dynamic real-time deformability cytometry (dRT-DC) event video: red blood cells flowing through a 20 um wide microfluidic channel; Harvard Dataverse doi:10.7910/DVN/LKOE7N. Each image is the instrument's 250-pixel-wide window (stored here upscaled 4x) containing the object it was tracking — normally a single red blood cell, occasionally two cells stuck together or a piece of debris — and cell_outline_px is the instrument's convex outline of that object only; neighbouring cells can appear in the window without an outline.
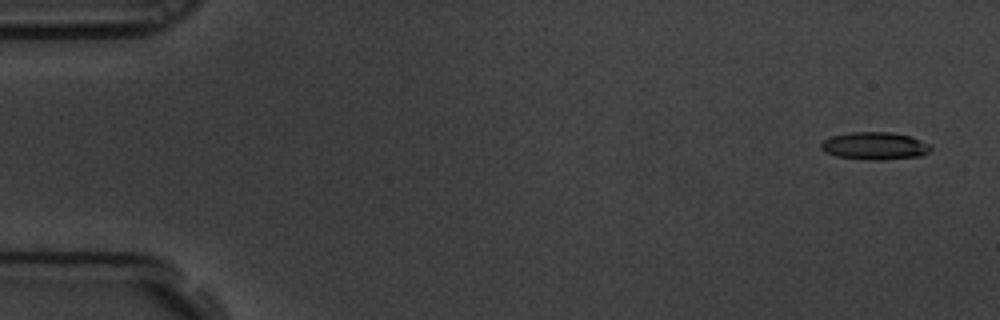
{"species": "common noctule bat (a hibernating species)", "species_latin": "Nyctalus noctula", "temperature_condition": "room temperature", "stored_images_in_passage": 5, "camera_frame_rate_fps": 3000, "um_per_image_px": 0.085, "animal": {"sex": "male", "body_mass_g": 19.5, "forearm_length_mm": 54.6}, "frame": {"image": 1, "passage_image": 1, "time_ms": 0.0, "image_size_px": [1000, 320], "cell_outline_px": [[932, 148], [928, 152], [920, 156], [884, 160], [872, 160], [836, 156], [820, 148], [820, 144], [824, 140], [832, 136], [852, 132], [892, 132], [908, 136], [932, 144]], "centroid_in_image_um": [74.38, 12.4], "position_along_channel_um": 10.6, "area_um2": 17.51}}
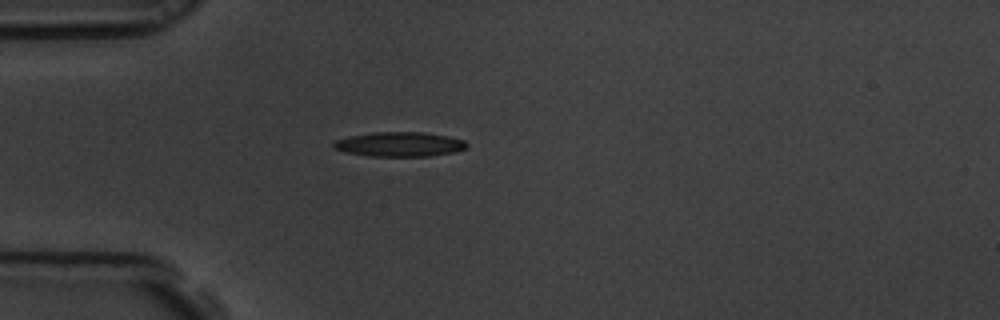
{"frame": {"image": 2, "passage_image": 5, "time_ms": 1.333, "image_size_px": [1000, 320], "cell_outline_px": [[468, 144], [464, 148], [452, 152], [428, 156], [368, 156], [344, 152], [332, 148], [332, 144], [336, 140], [348, 136], [372, 132], [424, 132], [448, 136], [464, 140]], "centroid_in_image_um": [33.9, 12.26], "position_along_channel_um": 51.1, "area_um2": 19.07}}